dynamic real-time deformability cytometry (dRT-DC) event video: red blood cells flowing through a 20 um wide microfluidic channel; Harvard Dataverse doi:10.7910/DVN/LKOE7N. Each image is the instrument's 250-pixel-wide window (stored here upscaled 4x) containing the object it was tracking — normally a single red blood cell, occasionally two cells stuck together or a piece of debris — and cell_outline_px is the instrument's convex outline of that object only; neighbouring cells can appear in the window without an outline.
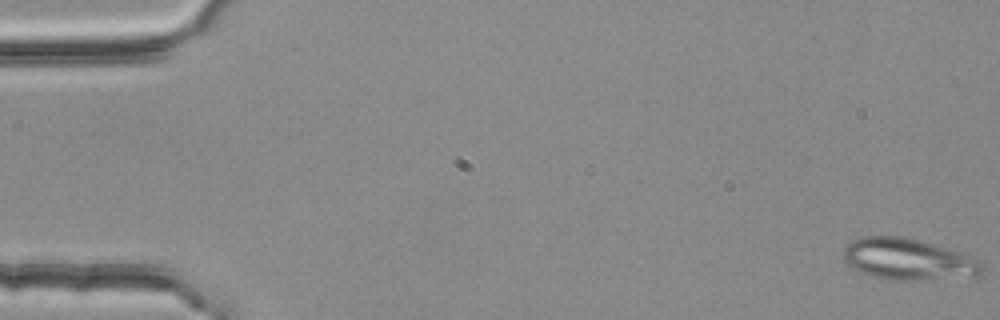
{"species": "common noctule bat (a hibernating species)", "species_latin": "Nyctalus noctula", "temperature_condition": "room temperature", "stored_images_in_passage": 15, "camera_frame_rate_fps": 3000, "um_per_image_px": 0.085, "animal": {"sex": "female", "body_mass_g": 25.1}, "frame": {"image": 1, "passage_image": 1, "time_ms": 0.0, "image_size_px": [1000, 320], "cell_outline_px": [[984, 272], [980, 276], [916, 280], [888, 280], [868, 276], [852, 268], [844, 260], [844, 248], [852, 240], [860, 236], [904, 236], [920, 240], [964, 252], [980, 260], [984, 264]], "centroid_in_image_um": [77.24, 22.04], "position_along_channel_um": 7.8, "area_um2": 34.22}}